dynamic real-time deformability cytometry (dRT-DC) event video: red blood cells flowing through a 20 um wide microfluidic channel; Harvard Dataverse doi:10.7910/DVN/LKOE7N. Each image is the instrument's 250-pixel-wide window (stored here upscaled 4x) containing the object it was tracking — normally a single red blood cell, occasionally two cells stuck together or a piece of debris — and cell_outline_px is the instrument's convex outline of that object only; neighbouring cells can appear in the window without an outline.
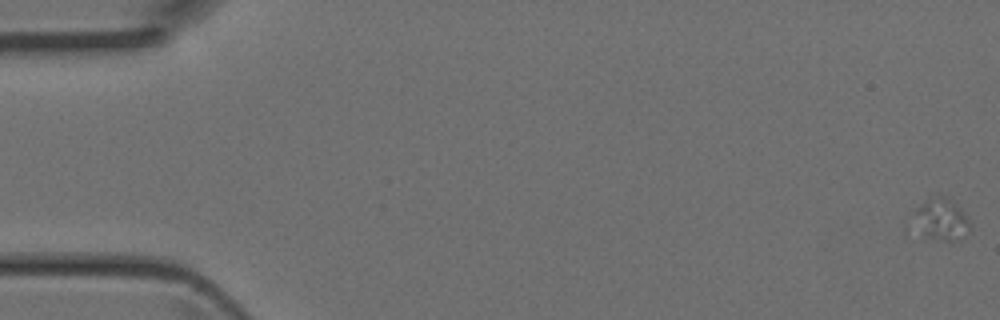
{"species": "Egyptian fruit bat (a non-hibernating species)", "species_latin": "Rousettus aegyptiacus", "temperature_condition": "room temperature", "stored_images_in_passage": 5, "camera_frame_rate_fps": 3000, "um_per_image_px": 0.085, "animal": {"sex": "female"}, "frame": {"image": 1, "passage_image": 1, "time_ms": 0.0, "image_size_px": [1000, 320], "cell_outline_px": [[972, 228], [960, 240], [940, 240], [924, 236], [912, 216], [912, 212], [920, 204], [936, 196], [948, 196], [960, 208], [968, 220]], "centroid_in_image_um": [80.03, 18.64], "position_along_channel_um": 5.0, "area_um2": 13.58}}
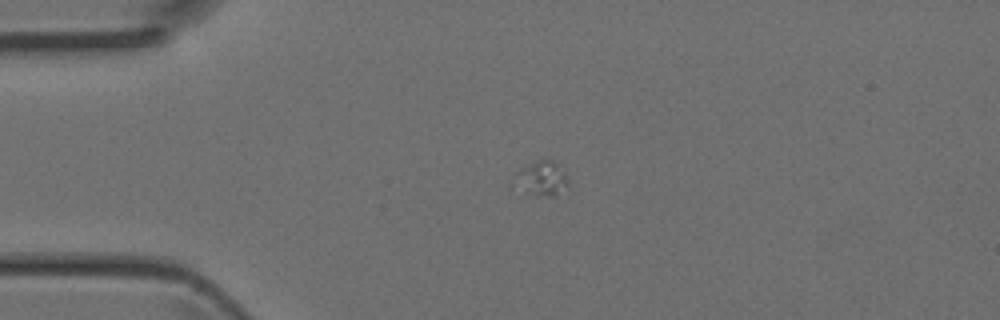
{"frame": {"image": 2, "passage_image": 4, "time_ms": 1.0, "image_size_px": [1000, 320], "cell_outline_px": [[568, 192], [556, 196], [548, 196], [524, 192], [520, 172], [528, 164], [536, 160], [552, 160], [564, 172], [568, 180]], "centroid_in_image_um": [46.26, 15.19], "position_along_channel_um": 38.7, "area_um2": 10.0}}